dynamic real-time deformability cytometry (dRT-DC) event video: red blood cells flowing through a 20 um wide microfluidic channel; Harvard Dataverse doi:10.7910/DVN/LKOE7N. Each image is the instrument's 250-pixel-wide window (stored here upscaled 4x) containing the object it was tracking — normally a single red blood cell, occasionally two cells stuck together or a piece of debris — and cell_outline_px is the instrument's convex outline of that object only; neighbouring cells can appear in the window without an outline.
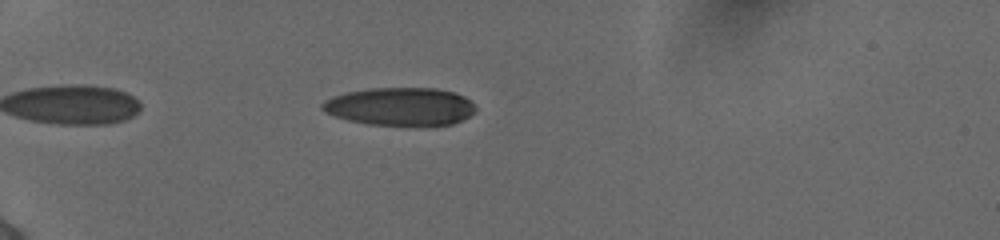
{"species": "human", "species_latin": "Homo sapiens", "temperature_condition": "cold", "stored_images_in_passage": 37, "camera_frame_rate_fps": 3000, "um_per_image_px": 0.085, "donor": {"sex": "female"}, "frame": {"image": 1, "passage_image": 4, "time_ms": 1.0, "image_size_px": [1000, 240], "cell_outline_px": [[476, 108], [468, 116], [452, 124], [424, 128], [416, 128], [368, 124], [348, 120], [324, 112], [320, 108], [320, 104], [324, 100], [332, 96], [344, 92], [368, 88], [436, 88], [452, 92], [464, 96], [476, 104]], "centroid_in_image_um": [34.0, 9.09], "position_along_channel_um": 51.0, "area_um2": 35.03}}
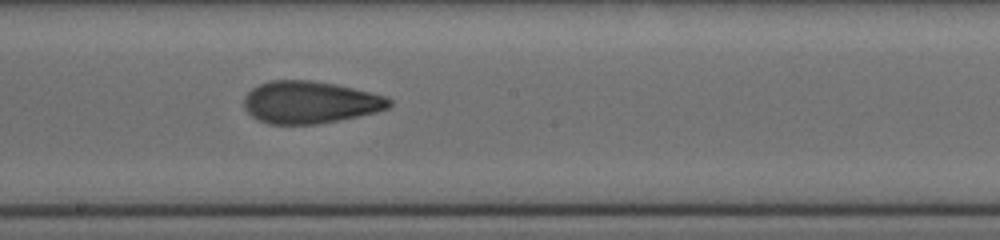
{"frame": {"image": 2, "passage_image": 20, "time_ms": 6.333, "image_size_px": [1000, 240], "cell_outline_px": [[392, 104], [388, 108], [376, 112], [316, 124], [268, 124], [256, 120], [244, 108], [244, 96], [252, 88], [260, 84], [272, 80], [308, 80], [336, 84], [372, 92], [388, 96], [392, 100]], "centroid_in_image_um": [26.35, 8.69], "position_along_channel_um": 221.9, "area_um2": 35.84}}
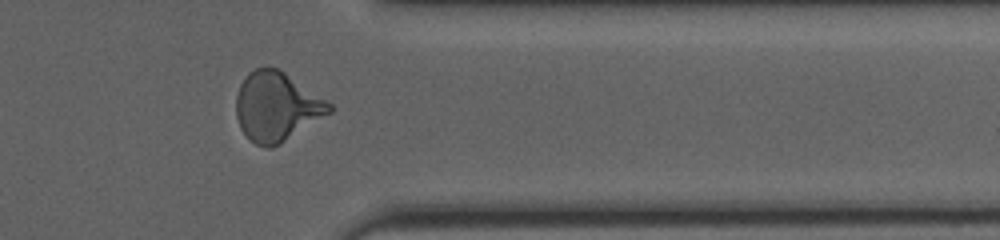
{"frame": {"image": 3, "passage_image": 33, "time_ms": 10.667, "image_size_px": [1000, 240], "cell_outline_px": [[332, 112], [280, 144], [272, 148], [268, 148], [256, 144], [240, 128], [236, 116], [236, 96], [240, 84], [248, 72], [256, 68], [280, 68], [332, 104]], "centroid_in_image_um": [23.51, 9.06], "position_along_channel_um": 387.9, "area_um2": 37.45}, "authors_computed_cell_mechanics": {"area_um2": 35.2002, "velocity_mm_per_s": 3.9078, "shape_relaxation_time_tau1_ms": 7.3158, "shape_relaxation_time_tau2_ms": 1.642, "deformation_change_tau1": 0.2338, "deformation_change_tau2": 0.0864}}